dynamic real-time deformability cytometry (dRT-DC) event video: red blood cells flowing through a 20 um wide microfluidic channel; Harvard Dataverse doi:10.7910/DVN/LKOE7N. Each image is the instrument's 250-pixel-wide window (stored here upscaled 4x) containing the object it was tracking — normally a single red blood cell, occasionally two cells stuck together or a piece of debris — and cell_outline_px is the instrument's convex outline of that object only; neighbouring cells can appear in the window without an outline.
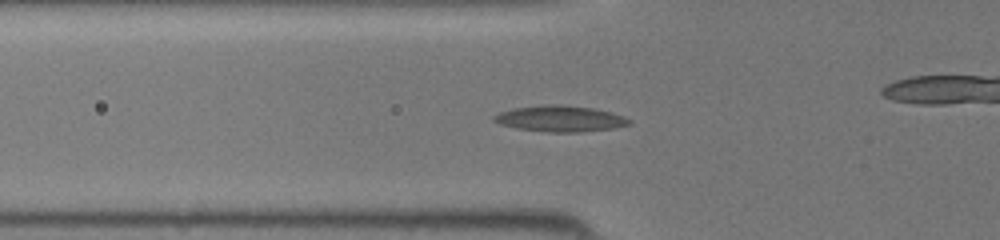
{"species": "common noctule bat (a hibernating species)", "species_latin": "Nyctalus noctula", "temperature_condition": "room temperature", "stored_images_in_passage": 46, "camera_frame_rate_fps": 3000, "um_per_image_px": 0.085, "animal": {"sex": "female", "body_mass_g": 19.5, "forearm_length_mm": 54.1}, "frame": {"image": 1, "passage_image": 17, "time_ms": 5.333, "image_size_px": [1000, 240], "cell_outline_px": [[632, 124], [612, 128], [580, 132], [548, 132], [516, 128], [500, 124], [492, 120], [492, 116], [500, 112], [512, 108], [548, 104], [564, 104], [592, 108], [612, 112], [624, 116], [632, 120]], "centroid_in_image_um": [47.62, 10.08], "position_along_channel_um": 78.2, "area_um2": 20.69}}
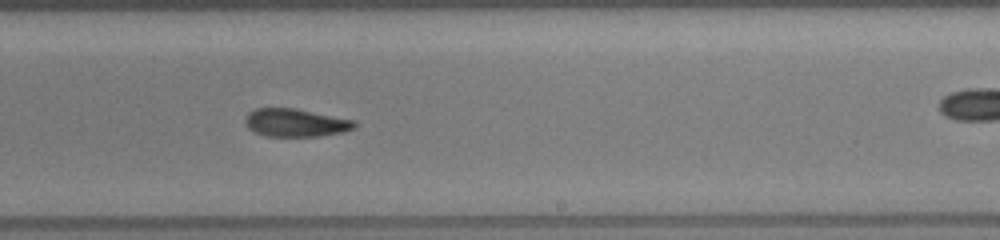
{"frame": {"image": 2, "passage_image": 29, "time_ms": 9.333, "image_size_px": [1000, 240], "cell_outline_px": [[356, 128], [344, 132], [320, 136], [264, 136], [248, 128], [244, 120], [248, 112], [256, 108], [296, 108], [356, 120]], "centroid_in_image_um": [25.15, 10.43], "position_along_channel_um": 263.8, "area_um2": 18.03}}
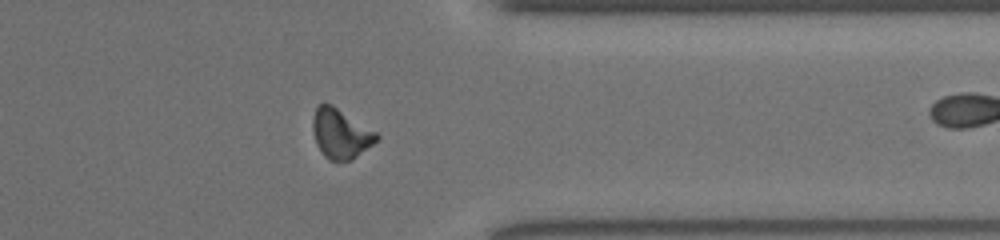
{"frame": {"image": 3, "passage_image": 37, "time_ms": 12.0, "image_size_px": [1000, 240], "cell_outline_px": [[380, 136], [372, 144], [352, 160], [328, 160], [320, 152], [316, 144], [312, 128], [312, 116], [316, 108], [324, 100], [332, 104], [376, 132]], "centroid_in_image_um": [28.9, 11.34], "position_along_channel_um": 382.5, "area_um2": 18.5}}